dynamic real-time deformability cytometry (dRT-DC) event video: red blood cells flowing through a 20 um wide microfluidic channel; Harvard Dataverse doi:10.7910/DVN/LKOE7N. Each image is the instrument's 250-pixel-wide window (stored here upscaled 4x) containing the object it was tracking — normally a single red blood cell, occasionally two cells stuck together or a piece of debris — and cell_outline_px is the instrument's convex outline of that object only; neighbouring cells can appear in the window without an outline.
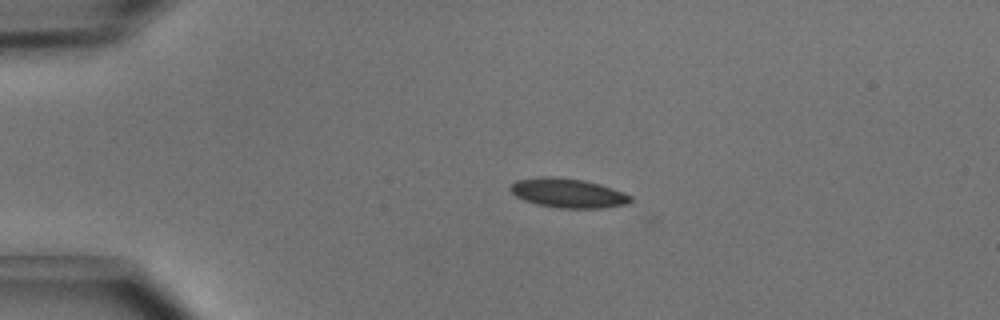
{"species": "common noctule bat (a hibernating species)", "species_latin": "Nyctalus noctula", "temperature_condition": "cold", "stored_images_in_passage": 4, "camera_frame_rate_fps": 3000, "um_per_image_px": 0.085, "animal": {"sex": "male", "body_mass_g": 15.6}, "frame": {"image": 1, "passage_image": 3, "time_ms": 0.667, "image_size_px": [1000, 320], "cell_outline_px": [[632, 200], [628, 204], [600, 208], [560, 208], [536, 204], [524, 200], [516, 196], [508, 188], [516, 180], [544, 176], [552, 176], [584, 180], [600, 184], [624, 192], [632, 196]], "centroid_in_image_um": [48.29, 16.41], "position_along_channel_um": 36.7, "area_um2": 20.58}}